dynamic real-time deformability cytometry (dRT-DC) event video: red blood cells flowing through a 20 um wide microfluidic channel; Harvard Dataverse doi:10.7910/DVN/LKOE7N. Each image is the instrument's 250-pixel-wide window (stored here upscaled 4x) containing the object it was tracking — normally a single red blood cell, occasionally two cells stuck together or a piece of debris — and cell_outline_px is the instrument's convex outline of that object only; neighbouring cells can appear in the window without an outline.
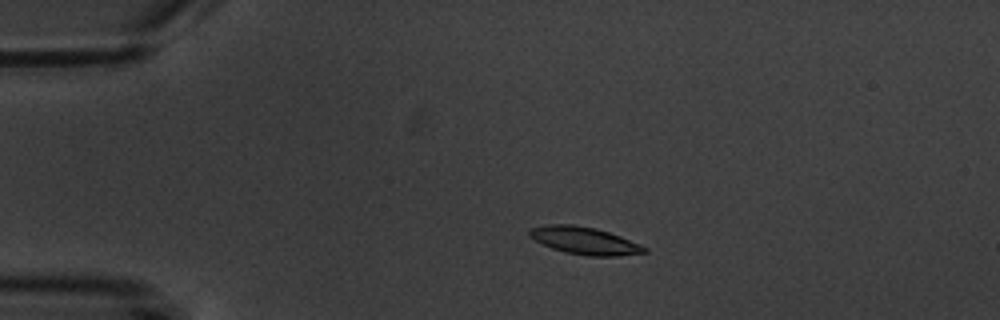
{"species": "common noctule bat (a hibernating species)", "species_latin": "Nyctalus noctula", "temperature_condition": "warm", "stored_images_in_passage": 4, "camera_frame_rate_fps": 3000, "um_per_image_px": 0.085, "animal": {"sex": "male", "body_mass_g": 20.1, "forearm_length_mm": 53.5}, "frame": {"image": 1, "passage_image": 3, "time_ms": 2.333, "image_size_px": [1000, 320], "cell_outline_px": [[648, 252], [616, 256], [588, 256], [564, 252], [552, 248], [528, 236], [528, 232], [532, 228], [548, 224], [572, 224], [596, 228], [620, 236], [640, 244], [648, 248]], "centroid_in_image_um": [49.7, 20.46], "position_along_channel_um": 35.3, "area_um2": 18.26}}